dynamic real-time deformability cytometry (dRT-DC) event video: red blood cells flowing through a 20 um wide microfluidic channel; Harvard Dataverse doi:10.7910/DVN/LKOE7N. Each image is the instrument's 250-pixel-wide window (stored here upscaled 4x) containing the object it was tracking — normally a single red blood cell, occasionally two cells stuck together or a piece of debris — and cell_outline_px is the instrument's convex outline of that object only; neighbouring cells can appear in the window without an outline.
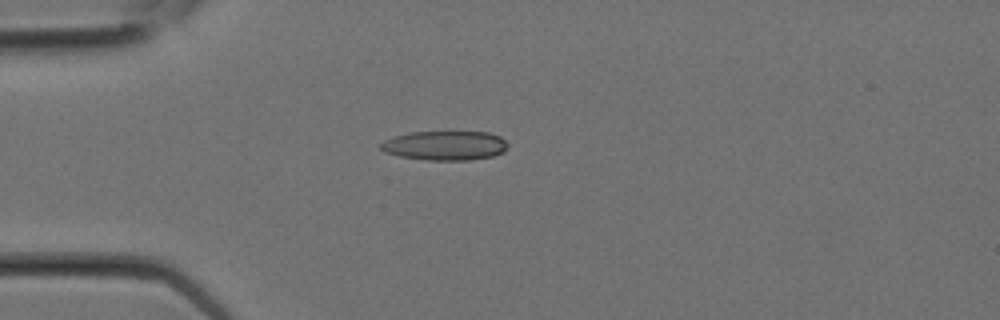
{"species": "Egyptian fruit bat (a non-hibernating species)", "species_latin": "Rousettus aegyptiacus", "temperature_condition": "room temperature", "stored_images_in_passage": 2, "camera_frame_rate_fps": 3000, "um_per_image_px": 0.085, "animal": {"sex": "female"}, "frame": {"image": 1, "passage_image": 2, "time_ms": 0.333, "image_size_px": [1000, 320], "cell_outline_px": [[508, 148], [504, 152], [492, 156], [468, 160], [424, 160], [400, 156], [384, 152], [380, 148], [380, 144], [384, 140], [396, 136], [412, 132], [488, 132], [500, 136], [508, 144]], "centroid_in_image_um": [37.84, 12.37], "position_along_channel_um": 47.2, "area_um2": 21.73}}